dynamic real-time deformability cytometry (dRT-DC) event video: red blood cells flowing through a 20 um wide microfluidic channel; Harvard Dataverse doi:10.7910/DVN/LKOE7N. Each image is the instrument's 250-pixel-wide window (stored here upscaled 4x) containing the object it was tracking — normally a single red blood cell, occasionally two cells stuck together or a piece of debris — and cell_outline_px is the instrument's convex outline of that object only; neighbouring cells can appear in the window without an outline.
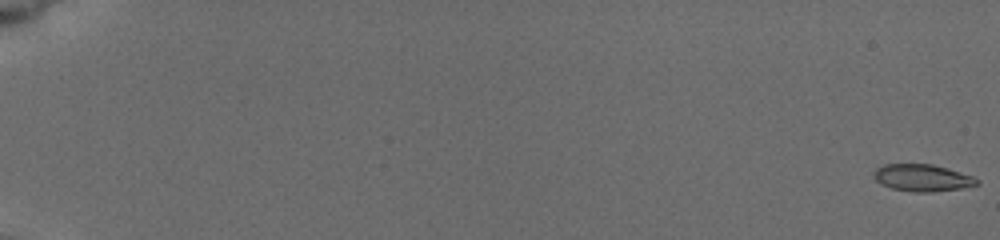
{"species": "common noctule bat (a hibernating species)", "species_latin": "Nyctalus noctula", "temperature_condition": "cold", "stored_images_in_passage": 67, "camera_frame_rate_fps": 3000, "um_per_image_px": 0.085, "animal": {"sex": "female", "body_mass_g": 19.5, "forearm_length_mm": 54.1}, "frame": {"image": 1, "passage_image": 1, "time_ms": 0.0, "image_size_px": [1000, 240], "cell_outline_px": [[980, 184], [960, 188], [932, 192], [912, 192], [892, 188], [880, 184], [872, 176], [872, 172], [876, 168], [884, 164], [932, 164], [948, 168], [972, 176], [980, 180]], "centroid_in_image_um": [78.37, 15.11], "position_along_channel_um": 6.6, "area_um2": 16.36}}
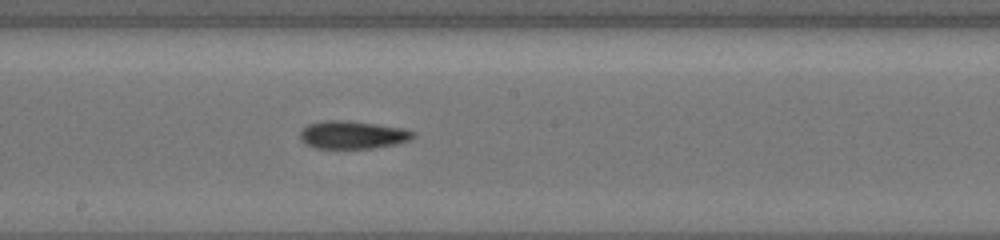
{"frame": {"image": 2, "passage_image": 37, "time_ms": 11.0, "image_size_px": [1000, 240], "cell_outline_px": [[416, 136], [408, 140], [396, 144], [372, 148], [316, 148], [304, 144], [300, 140], [300, 128], [308, 124], [324, 120], [348, 120], [404, 128], [416, 132]], "centroid_in_image_um": [29.94, 11.45], "position_along_channel_um": 218.3, "area_um2": 18.61}}
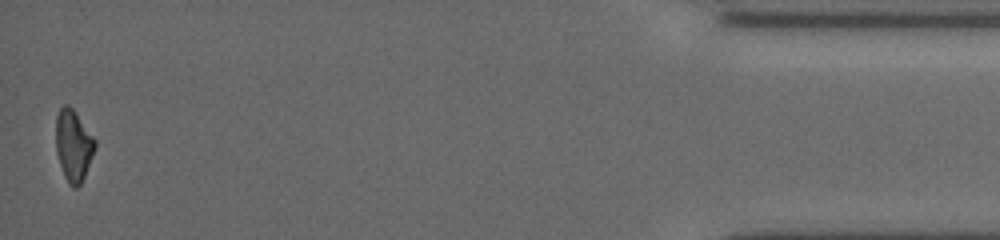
{"frame": {"image": 3, "passage_image": 67, "time_ms": 18.333, "image_size_px": [1000, 240], "cell_outline_px": [[96, 148], [84, 176], [80, 184], [76, 188], [72, 188], [68, 184], [64, 176], [56, 152], [56, 116], [60, 108], [64, 104], [68, 104], [76, 112], [96, 140]], "centroid_in_image_um": [6.24, 12.35], "position_along_channel_um": 429.0, "area_um2": 16.36}, "authors_computed_cell_mechanics": {"area_um2": 16.9354, "velocity_mm_per_s": 3.8733, "shape_relaxation_time_tau1_ms": 7.1959, "shape_relaxation_time_tau2_ms": 8.1043, "deformation_change_tau1": 0.1477, "deformation_change_tau2": 0.1774}}